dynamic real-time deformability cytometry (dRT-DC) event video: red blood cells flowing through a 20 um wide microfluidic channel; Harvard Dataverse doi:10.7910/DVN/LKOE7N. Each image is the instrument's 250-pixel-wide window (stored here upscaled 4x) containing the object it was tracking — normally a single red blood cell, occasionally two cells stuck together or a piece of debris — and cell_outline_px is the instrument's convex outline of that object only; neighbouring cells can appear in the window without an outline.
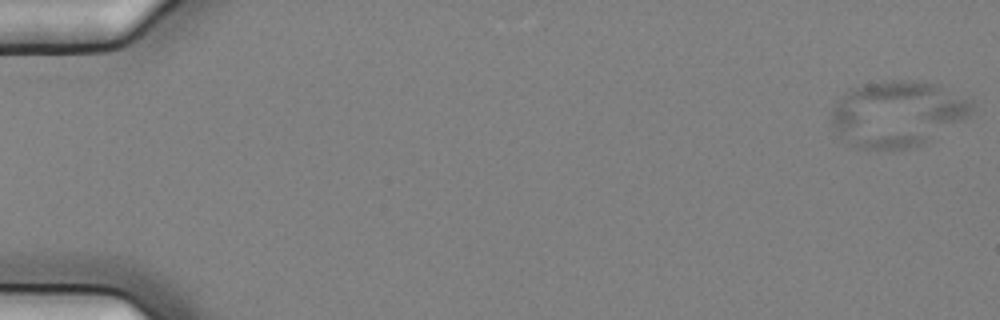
{"species": "common noctule bat (a hibernating species)", "species_latin": "Nyctalus noctula", "temperature_condition": "cold", "stored_images_in_passage": 57, "camera_frame_rate_fps": 3000, "um_per_image_px": 0.085, "animal": {"sex": "female", "body_mass_g": 25.1}, "frame": {"image": 1, "passage_image": 1, "time_ms": 0.0, "image_size_px": [1000, 320], "cell_outline_px": [[972, 112], [968, 116], [920, 144], [908, 148], [856, 148], [840, 140], [836, 136], [832, 124], [832, 108], [836, 100], [848, 88], [864, 84], [884, 80], [912, 80], [940, 84], [972, 100]], "centroid_in_image_um": [76.2, 9.63], "position_along_channel_um": 8.8, "area_um2": 54.04}}
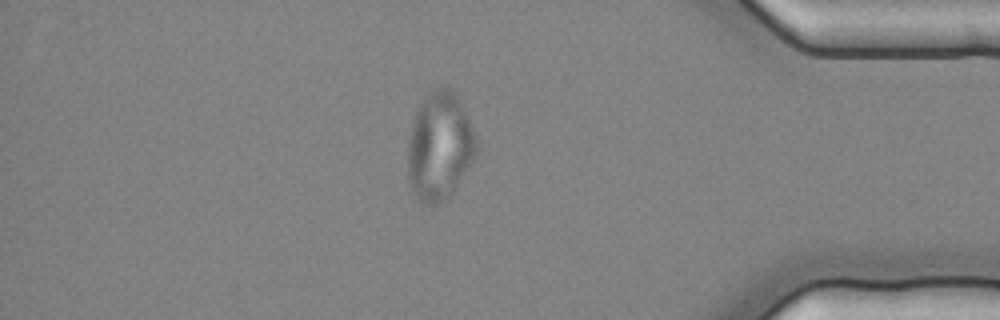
{"frame": {"image": 2, "passage_image": 49, "time_ms": 16.0, "image_size_px": [1000, 320], "cell_outline_px": [[476, 152], [472, 160], [448, 200], [436, 204], [420, 204], [412, 192], [408, 180], [408, 140], [412, 124], [416, 112], [420, 104], [436, 88], [448, 88], [460, 100], [464, 108], [476, 136]], "centroid_in_image_um": [37.34, 12.5], "position_along_channel_um": 397.9, "area_um2": 42.83}}
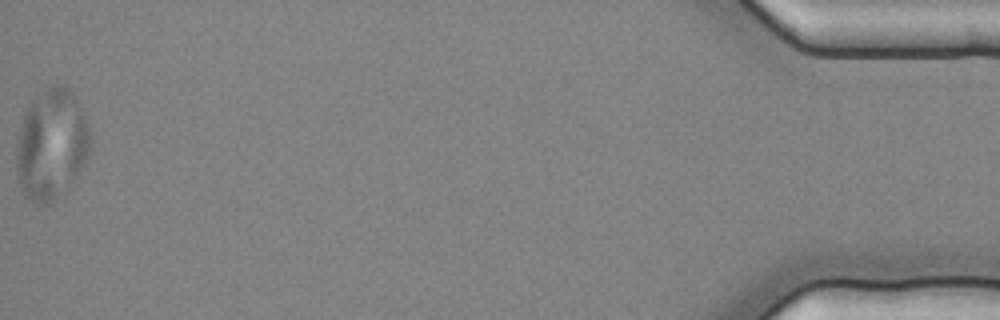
{"frame": {"image": 3, "passage_image": 57, "time_ms": 18.667, "image_size_px": [1000, 320], "cell_outline_px": [[92, 148], [88, 156], [72, 180], [48, 204], [32, 204], [24, 196], [16, 168], [16, 160], [20, 128], [24, 112], [32, 100], [48, 84], [64, 84], [72, 88], [92, 128]], "centroid_in_image_um": [4.41, 12.18], "position_along_channel_um": 430.8, "area_um2": 48.09}}